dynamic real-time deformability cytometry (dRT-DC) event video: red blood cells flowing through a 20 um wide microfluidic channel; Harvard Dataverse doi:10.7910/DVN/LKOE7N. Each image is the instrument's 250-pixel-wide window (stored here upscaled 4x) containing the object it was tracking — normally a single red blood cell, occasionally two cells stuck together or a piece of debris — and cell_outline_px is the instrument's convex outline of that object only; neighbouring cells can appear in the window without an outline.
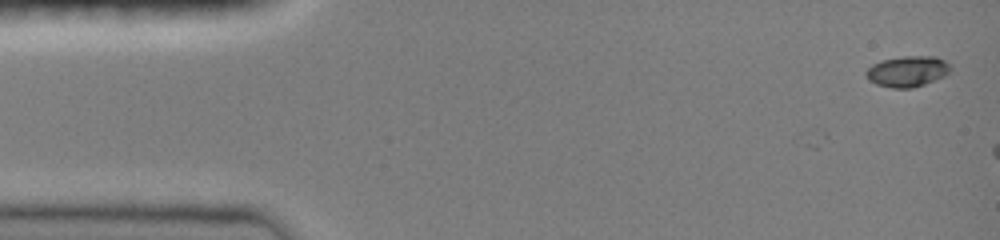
{"species": "common noctule bat (a hibernating species)", "species_latin": "Nyctalus noctula", "temperature_condition": "room temperature", "stored_images_in_passage": 5, "camera_frame_rate_fps": 3000, "um_per_image_px": 0.085, "animal": {"sex": "female", "body_mass_g": 19.0, "forearm_length_mm": 51.5}, "frame": {"image": 1, "passage_image": 5, "time_ms": 1.333, "image_size_px": [1000, 240], "cell_outline_px": [[952, 68], [944, 76], [924, 84], [912, 88], [892, 88], [876, 84], [868, 80], [864, 72], [872, 64], [884, 60], [904, 56], [936, 56], [944, 60]], "centroid_in_image_um": [77.11, 6.07], "position_along_channel_um": 7.9, "area_um2": 15.09}}